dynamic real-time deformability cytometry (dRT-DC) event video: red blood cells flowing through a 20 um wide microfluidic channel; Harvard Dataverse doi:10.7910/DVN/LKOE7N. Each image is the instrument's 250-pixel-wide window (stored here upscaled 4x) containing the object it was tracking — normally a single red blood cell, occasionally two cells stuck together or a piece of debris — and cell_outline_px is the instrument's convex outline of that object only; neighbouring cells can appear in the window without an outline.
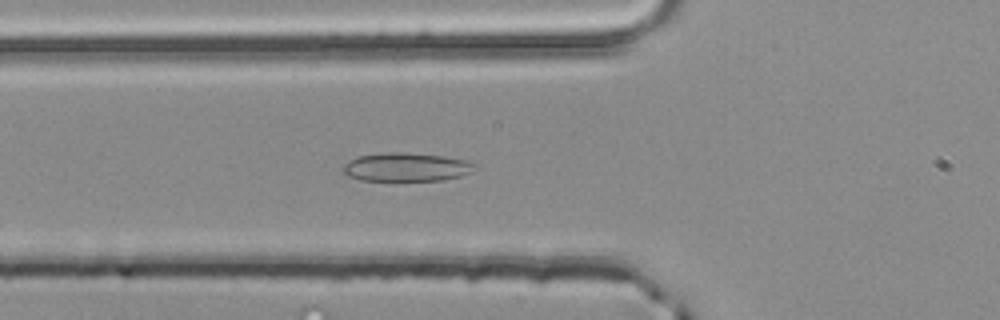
{"species": "common noctule bat (a hibernating species)", "species_latin": "Nyctalus noctula", "temperature_condition": "room temperature", "stored_images_in_passage": 50, "camera_frame_rate_fps": 3000, "um_per_image_px": 0.085, "animal": {"sex": "male", "body_mass_g": 20.4}, "frame": {"image": 1, "passage_image": 17, "time_ms": 5.333, "image_size_px": [1000, 320], "cell_outline_px": [[476, 164], [468, 172], [460, 176], [444, 180], [360, 180], [348, 176], [340, 172], [340, 168], [348, 160], [360, 156], [384, 152], [404, 152], [444, 156], [468, 160]], "centroid_in_image_um": [34.46, 14.19], "position_along_channel_um": 91.3, "area_um2": 21.96}}
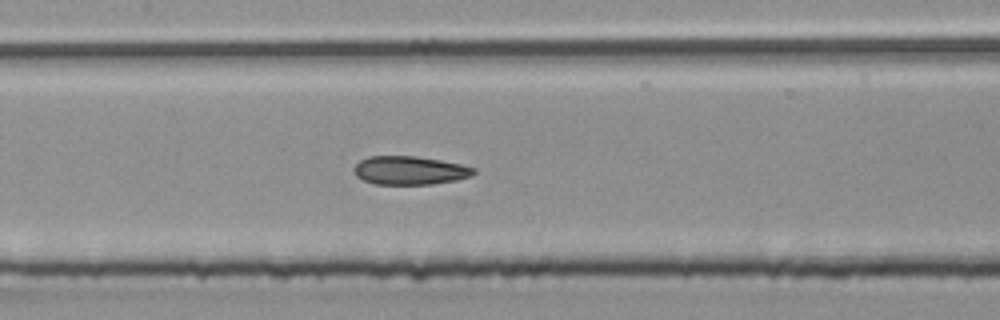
{"frame": {"image": 2, "passage_image": 23, "time_ms": 7.333, "image_size_px": [1000, 320], "cell_outline_px": [[476, 172], [472, 176], [456, 180], [432, 184], [376, 184], [364, 180], [356, 176], [352, 168], [360, 160], [368, 156], [416, 156], [440, 160], [460, 164], [476, 168]], "centroid_in_image_um": [34.83, 14.48], "position_along_channel_um": 172.6, "area_um2": 19.94}}
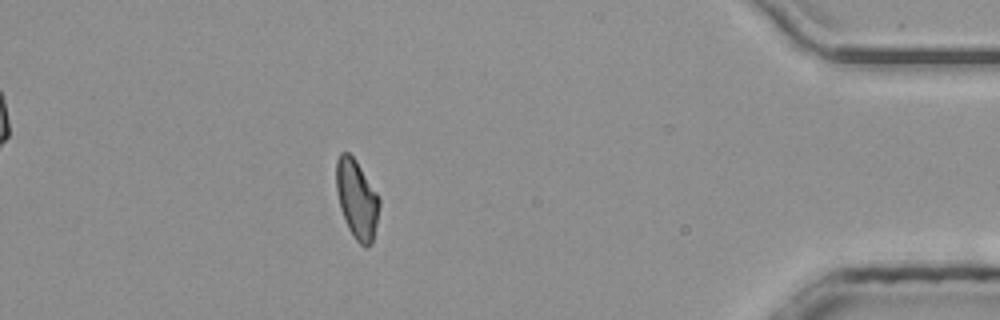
{"frame": {"image": 3, "passage_image": 44, "time_ms": 14.333, "image_size_px": [1000, 320], "cell_outline_px": [[380, 204], [372, 244], [368, 248], [364, 248], [352, 236], [348, 228], [340, 208], [336, 188], [336, 160], [340, 152], [348, 152], [356, 160], [376, 192], [380, 200]], "centroid_in_image_um": [30.32, 16.95], "position_along_channel_um": 404.9, "area_um2": 19.83}, "authors_computed_cell_mechanics": {"area_um2": 20.23, "velocity_mm_per_s": 4.032, "shape_relaxation_time_tau1_ms": null, "shape_relaxation_time_tau2_ms": 2.3785, "deformation_change_tau1": null, "deformation_change_tau2": 0.1024}}